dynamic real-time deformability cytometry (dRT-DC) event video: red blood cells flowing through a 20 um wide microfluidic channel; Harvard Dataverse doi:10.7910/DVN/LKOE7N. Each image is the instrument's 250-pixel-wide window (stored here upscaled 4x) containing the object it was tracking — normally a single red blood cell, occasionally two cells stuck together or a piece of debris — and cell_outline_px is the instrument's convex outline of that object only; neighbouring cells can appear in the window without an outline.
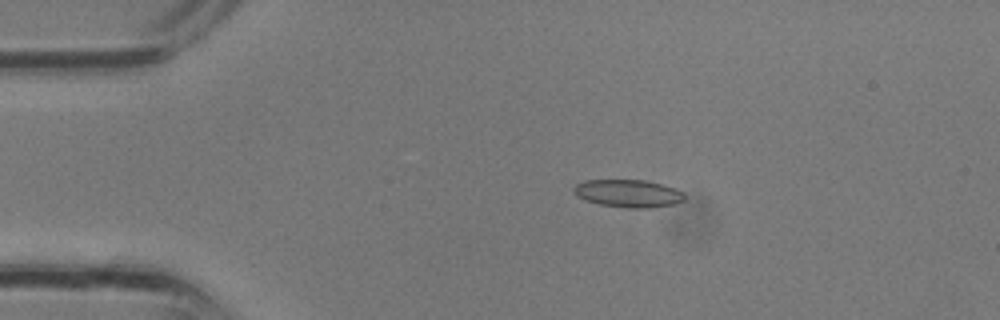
{"species": "common noctule bat (a hibernating species)", "species_latin": "Nyctalus noctula", "temperature_condition": "room temperature", "stored_images_in_passage": 33, "camera_frame_rate_fps": 3000, "um_per_image_px": 0.085, "animal": {"sex": "male", "body_mass_g": 13.3}, "frame": {"image": 1, "passage_image": 7, "time_ms": 2.0, "image_size_px": [1000, 320], "cell_outline_px": [[684, 200], [676, 204], [652, 208], [628, 208], [600, 204], [576, 196], [572, 188], [576, 184], [584, 180], [644, 180], [676, 188], [684, 192]], "centroid_in_image_um": [53.42, 16.44], "position_along_channel_um": 31.6, "area_um2": 17.92}}
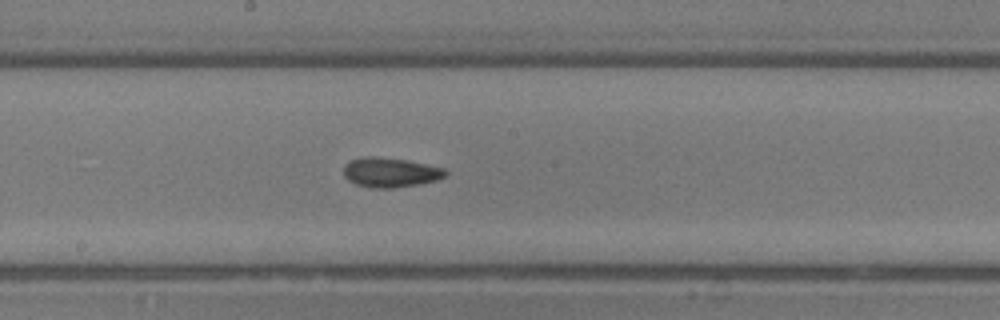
{"frame": {"image": 2, "passage_image": 18, "time_ms": 5.667, "image_size_px": [1000, 320], "cell_outline_px": [[448, 172], [444, 176], [436, 180], [420, 184], [392, 188], [372, 188], [356, 184], [348, 180], [344, 176], [344, 164], [352, 160], [364, 156], [372, 156], [408, 160], [444, 168]], "centroid_in_image_um": [33.17, 14.65], "position_along_channel_um": 215.0, "area_um2": 17.57}}
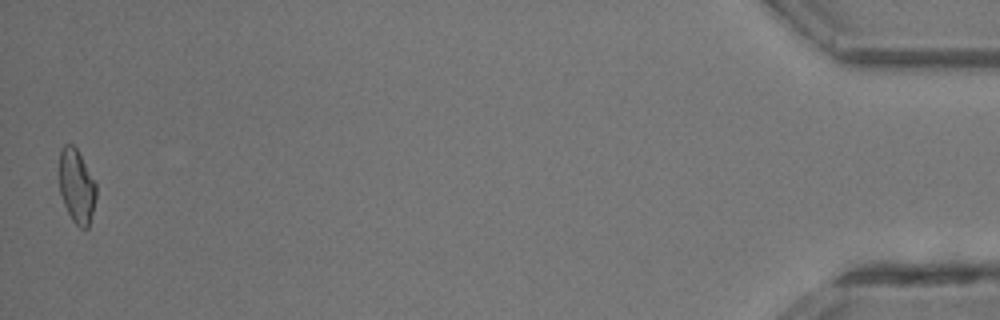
{"frame": {"image": 3, "passage_image": 33, "time_ms": 10.667, "image_size_px": [1000, 320], "cell_outline_px": [[96, 200], [88, 228], [80, 228], [72, 220], [64, 204], [60, 192], [60, 148], [64, 144], [72, 144], [76, 148], [96, 184]], "centroid_in_image_um": [6.52, 15.84], "position_along_channel_um": 428.7, "area_um2": 15.72}}